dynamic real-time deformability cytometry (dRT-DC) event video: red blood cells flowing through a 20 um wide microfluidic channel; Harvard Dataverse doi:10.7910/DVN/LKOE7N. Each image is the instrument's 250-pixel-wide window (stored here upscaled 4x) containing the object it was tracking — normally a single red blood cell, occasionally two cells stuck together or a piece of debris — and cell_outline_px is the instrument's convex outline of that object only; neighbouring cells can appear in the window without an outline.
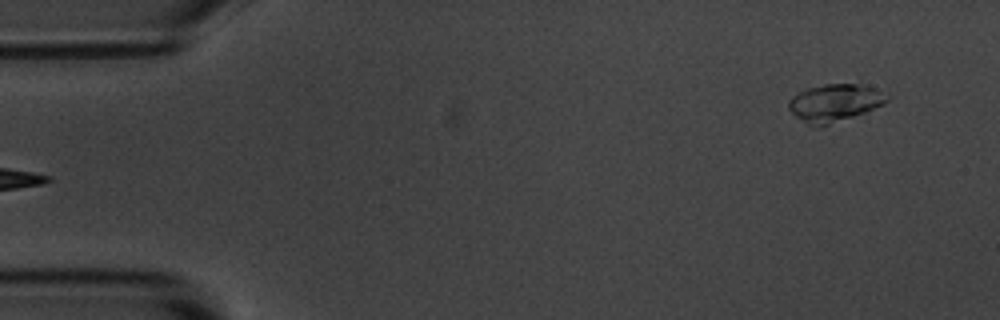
{"species": "common noctule bat (a hibernating species)", "species_latin": "Nyctalus noctula", "temperature_condition": "room temperature", "stored_images_in_passage": 4, "camera_frame_rate_fps": 3000, "um_per_image_px": 0.085, "animal": {"sex": "male", "body_mass_g": 20.1, "forearm_length_mm": 53.5}, "frame": {"image": 1, "passage_image": 4, "time_ms": 3.667, "image_size_px": [1000, 320], "cell_outline_px": [[892, 96], [884, 104], [864, 112], [820, 128], [812, 128], [796, 116], [788, 108], [788, 100], [792, 96], [808, 88], [824, 84], [856, 84], [888, 92]], "centroid_in_image_um": [70.95, 8.76], "position_along_channel_um": 14.1, "area_um2": 21.62}}